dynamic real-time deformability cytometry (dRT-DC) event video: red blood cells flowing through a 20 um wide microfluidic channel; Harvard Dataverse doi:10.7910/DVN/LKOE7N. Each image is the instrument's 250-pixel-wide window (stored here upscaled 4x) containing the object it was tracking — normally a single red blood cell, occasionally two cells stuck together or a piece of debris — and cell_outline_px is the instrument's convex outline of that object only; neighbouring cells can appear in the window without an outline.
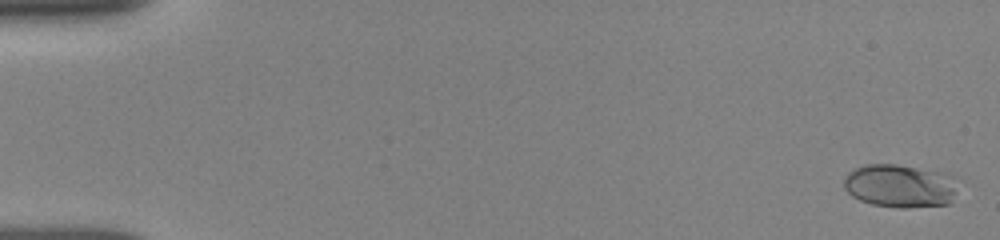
{"species": "human", "species_latin": "Homo sapiens", "temperature_condition": "room temperature", "stored_images_in_passage": 9, "camera_frame_rate_fps": 3000, "um_per_image_px": 0.085, "donor": {"sex": "female"}, "frame": {"image": 1, "passage_image": 1, "time_ms": 0.0, "image_size_px": [1000, 240], "cell_outline_px": [[956, 192], [948, 204], [904, 208], [900, 208], [872, 204], [860, 200], [852, 196], [844, 188], [844, 180], [848, 172], [856, 168], [868, 164], [896, 164], [948, 172], [956, 176]], "centroid_in_image_um": [76.54, 15.78], "position_along_channel_um": 8.5, "area_um2": 29.02}}
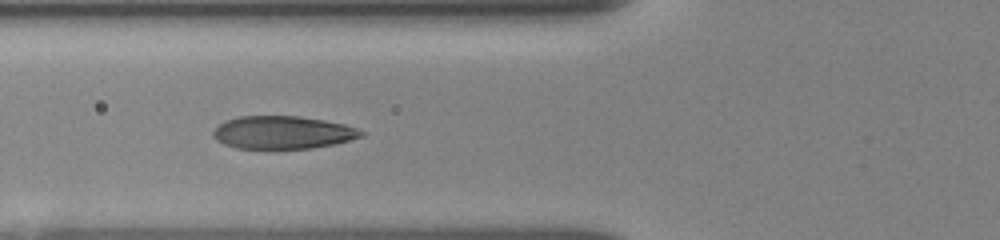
{"frame": {"image": 2, "passage_image": 7, "time_ms": 6.333, "image_size_px": [1000, 240], "cell_outline_px": [[364, 136], [332, 144], [312, 148], [272, 152], [236, 148], [224, 144], [216, 140], [212, 136], [212, 132], [224, 120], [236, 116], [296, 116], [324, 120], [344, 124], [356, 128], [364, 132]], "centroid_in_image_um": [23.96, 11.3], "position_along_channel_um": 101.8, "area_um2": 29.3}}
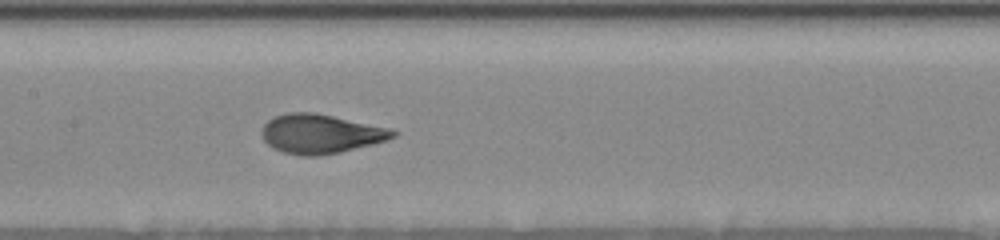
{"frame": {"image": 3, "passage_image": 9, "time_ms": 8.333, "image_size_px": [1000, 240], "cell_outline_px": [[400, 132], [396, 136], [388, 140], [340, 152], [320, 156], [300, 156], [284, 152], [268, 144], [264, 140], [264, 124], [268, 120], [276, 116], [288, 112], [316, 112], [388, 128]], "centroid_in_image_um": [27.29, 11.37], "position_along_channel_um": 180.1, "area_um2": 29.71}}